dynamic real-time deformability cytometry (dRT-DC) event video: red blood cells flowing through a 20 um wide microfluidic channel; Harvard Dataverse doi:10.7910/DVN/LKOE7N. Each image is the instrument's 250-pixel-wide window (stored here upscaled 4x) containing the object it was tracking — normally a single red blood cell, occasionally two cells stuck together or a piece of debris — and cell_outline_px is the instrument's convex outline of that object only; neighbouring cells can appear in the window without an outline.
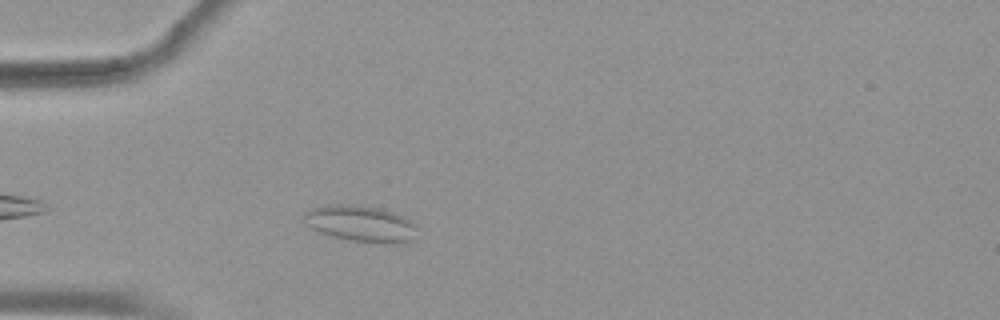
{"species": "common noctule bat (a hibernating species)", "species_latin": "Nyctalus noctula", "temperature_condition": "warm", "stored_images_in_passage": 31, "camera_frame_rate_fps": 3000, "um_per_image_px": 0.085, "animal": {"sex": "female", "body_mass_g": 19.9}, "frame": {"image": 1, "passage_image": 2, "time_ms": 0.333, "image_size_px": [1000, 320], "cell_outline_px": [[416, 228], [412, 240], [380, 244], [352, 240], [332, 236], [320, 232], [304, 224], [304, 212], [312, 208], [328, 204], [352, 204], [380, 208], [404, 216], [416, 224]], "centroid_in_image_um": [30.63, 18.99], "position_along_channel_um": 54.4, "area_um2": 23.87}}
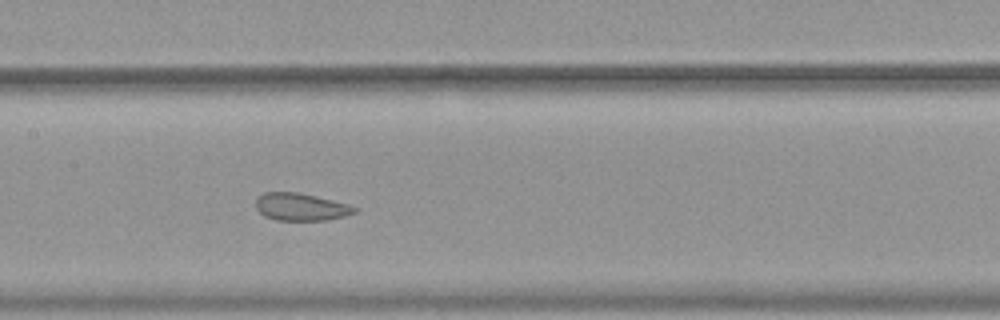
{"frame": {"image": 2, "passage_image": 13, "time_ms": 4.0, "image_size_px": [1000, 320], "cell_outline_px": [[360, 208], [356, 212], [344, 216], [324, 220], [276, 220], [264, 216], [256, 208], [256, 196], [264, 192], [296, 192], [316, 196], [348, 204]], "centroid_in_image_um": [25.56, 17.58], "position_along_channel_um": 181.8, "area_um2": 15.84}}
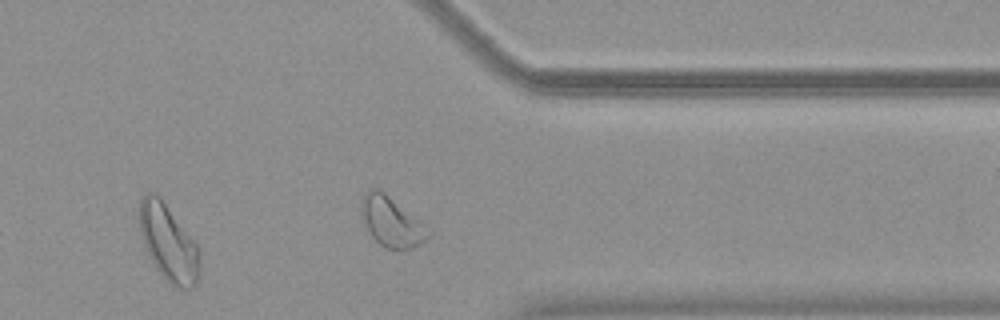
{"frame": {"image": 3, "passage_image": 29, "time_ms": 9.333, "image_size_px": [1000, 320], "cell_outline_px": [[200, 276], [192, 288], [176, 288], [156, 268], [148, 256], [144, 248], [140, 236], [140, 200], [148, 192], [156, 192], [160, 196], [196, 244], [200, 252]], "centroid_in_image_um": [14.31, 20.64], "position_along_channel_um": 397.1, "area_um2": 26.76}, "authors_computed_cell_mechanics": {"area_um2": 16.8776, "velocity_mm_per_s": 3.7466, "shape_relaxation_time_tau1_ms": null, "shape_relaxation_time_tau2_ms": 1.1201, "deformation_change_tau1": null, "deformation_change_tau2": 0.0752}}